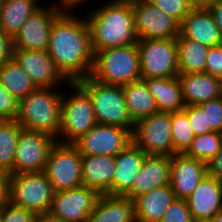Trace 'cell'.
Here are the masks:
<instances>
[{
    "label": "cell",
    "mask_w": 222,
    "mask_h": 222,
    "mask_svg": "<svg viewBox=\"0 0 222 222\" xmlns=\"http://www.w3.org/2000/svg\"><path fill=\"white\" fill-rule=\"evenodd\" d=\"M81 160L82 155L73 144L55 143L43 171L54 192L83 185Z\"/></svg>",
    "instance_id": "obj_9"
},
{
    "label": "cell",
    "mask_w": 222,
    "mask_h": 222,
    "mask_svg": "<svg viewBox=\"0 0 222 222\" xmlns=\"http://www.w3.org/2000/svg\"><path fill=\"white\" fill-rule=\"evenodd\" d=\"M175 199L171 185L155 188L133 200L136 222H160Z\"/></svg>",
    "instance_id": "obj_25"
},
{
    "label": "cell",
    "mask_w": 222,
    "mask_h": 222,
    "mask_svg": "<svg viewBox=\"0 0 222 222\" xmlns=\"http://www.w3.org/2000/svg\"><path fill=\"white\" fill-rule=\"evenodd\" d=\"M39 3L36 0H3L0 5V29L13 38L28 17L43 5Z\"/></svg>",
    "instance_id": "obj_27"
},
{
    "label": "cell",
    "mask_w": 222,
    "mask_h": 222,
    "mask_svg": "<svg viewBox=\"0 0 222 222\" xmlns=\"http://www.w3.org/2000/svg\"><path fill=\"white\" fill-rule=\"evenodd\" d=\"M57 139L41 131L22 129L18 136L12 174L43 172Z\"/></svg>",
    "instance_id": "obj_11"
},
{
    "label": "cell",
    "mask_w": 222,
    "mask_h": 222,
    "mask_svg": "<svg viewBox=\"0 0 222 222\" xmlns=\"http://www.w3.org/2000/svg\"><path fill=\"white\" fill-rule=\"evenodd\" d=\"M54 191L44 172L12 174L9 177L8 201L34 215L49 211Z\"/></svg>",
    "instance_id": "obj_7"
},
{
    "label": "cell",
    "mask_w": 222,
    "mask_h": 222,
    "mask_svg": "<svg viewBox=\"0 0 222 222\" xmlns=\"http://www.w3.org/2000/svg\"><path fill=\"white\" fill-rule=\"evenodd\" d=\"M193 9H209L218 0H188Z\"/></svg>",
    "instance_id": "obj_46"
},
{
    "label": "cell",
    "mask_w": 222,
    "mask_h": 222,
    "mask_svg": "<svg viewBox=\"0 0 222 222\" xmlns=\"http://www.w3.org/2000/svg\"><path fill=\"white\" fill-rule=\"evenodd\" d=\"M90 77L97 82L117 86L141 79L137 44L95 52Z\"/></svg>",
    "instance_id": "obj_4"
},
{
    "label": "cell",
    "mask_w": 222,
    "mask_h": 222,
    "mask_svg": "<svg viewBox=\"0 0 222 222\" xmlns=\"http://www.w3.org/2000/svg\"><path fill=\"white\" fill-rule=\"evenodd\" d=\"M9 177V173L0 170V207L8 202Z\"/></svg>",
    "instance_id": "obj_44"
},
{
    "label": "cell",
    "mask_w": 222,
    "mask_h": 222,
    "mask_svg": "<svg viewBox=\"0 0 222 222\" xmlns=\"http://www.w3.org/2000/svg\"><path fill=\"white\" fill-rule=\"evenodd\" d=\"M46 51L68 82L90 76L94 52L84 14L81 17L74 12H63L52 25Z\"/></svg>",
    "instance_id": "obj_1"
},
{
    "label": "cell",
    "mask_w": 222,
    "mask_h": 222,
    "mask_svg": "<svg viewBox=\"0 0 222 222\" xmlns=\"http://www.w3.org/2000/svg\"><path fill=\"white\" fill-rule=\"evenodd\" d=\"M12 38L0 29V66L12 58Z\"/></svg>",
    "instance_id": "obj_41"
},
{
    "label": "cell",
    "mask_w": 222,
    "mask_h": 222,
    "mask_svg": "<svg viewBox=\"0 0 222 222\" xmlns=\"http://www.w3.org/2000/svg\"><path fill=\"white\" fill-rule=\"evenodd\" d=\"M205 73L222 79V44L209 48L205 65Z\"/></svg>",
    "instance_id": "obj_40"
},
{
    "label": "cell",
    "mask_w": 222,
    "mask_h": 222,
    "mask_svg": "<svg viewBox=\"0 0 222 222\" xmlns=\"http://www.w3.org/2000/svg\"><path fill=\"white\" fill-rule=\"evenodd\" d=\"M23 128L16 120H0V170L12 175L16 145Z\"/></svg>",
    "instance_id": "obj_31"
},
{
    "label": "cell",
    "mask_w": 222,
    "mask_h": 222,
    "mask_svg": "<svg viewBox=\"0 0 222 222\" xmlns=\"http://www.w3.org/2000/svg\"><path fill=\"white\" fill-rule=\"evenodd\" d=\"M208 175L222 183V144L215 157L207 164Z\"/></svg>",
    "instance_id": "obj_42"
},
{
    "label": "cell",
    "mask_w": 222,
    "mask_h": 222,
    "mask_svg": "<svg viewBox=\"0 0 222 222\" xmlns=\"http://www.w3.org/2000/svg\"><path fill=\"white\" fill-rule=\"evenodd\" d=\"M67 95L62 91L61 123L57 142L73 144L97 124L88 94L76 83L69 82ZM74 91H73V90ZM73 92V93H72Z\"/></svg>",
    "instance_id": "obj_6"
},
{
    "label": "cell",
    "mask_w": 222,
    "mask_h": 222,
    "mask_svg": "<svg viewBox=\"0 0 222 222\" xmlns=\"http://www.w3.org/2000/svg\"><path fill=\"white\" fill-rule=\"evenodd\" d=\"M76 83L90 97L97 124L116 125L132 132L134 122L128 113L123 86L103 84L90 76Z\"/></svg>",
    "instance_id": "obj_5"
},
{
    "label": "cell",
    "mask_w": 222,
    "mask_h": 222,
    "mask_svg": "<svg viewBox=\"0 0 222 222\" xmlns=\"http://www.w3.org/2000/svg\"><path fill=\"white\" fill-rule=\"evenodd\" d=\"M87 222H136L134 202L126 196L100 194Z\"/></svg>",
    "instance_id": "obj_24"
},
{
    "label": "cell",
    "mask_w": 222,
    "mask_h": 222,
    "mask_svg": "<svg viewBox=\"0 0 222 222\" xmlns=\"http://www.w3.org/2000/svg\"><path fill=\"white\" fill-rule=\"evenodd\" d=\"M170 113L156 112L134 123L132 142L147 155H174Z\"/></svg>",
    "instance_id": "obj_10"
},
{
    "label": "cell",
    "mask_w": 222,
    "mask_h": 222,
    "mask_svg": "<svg viewBox=\"0 0 222 222\" xmlns=\"http://www.w3.org/2000/svg\"><path fill=\"white\" fill-rule=\"evenodd\" d=\"M146 156L147 154L133 142L115 156L112 195L125 196L132 189Z\"/></svg>",
    "instance_id": "obj_21"
},
{
    "label": "cell",
    "mask_w": 222,
    "mask_h": 222,
    "mask_svg": "<svg viewBox=\"0 0 222 222\" xmlns=\"http://www.w3.org/2000/svg\"><path fill=\"white\" fill-rule=\"evenodd\" d=\"M183 111L187 114L193 134H206V119L202 109L198 105H185Z\"/></svg>",
    "instance_id": "obj_39"
},
{
    "label": "cell",
    "mask_w": 222,
    "mask_h": 222,
    "mask_svg": "<svg viewBox=\"0 0 222 222\" xmlns=\"http://www.w3.org/2000/svg\"><path fill=\"white\" fill-rule=\"evenodd\" d=\"M179 33L207 47L222 44V35L208 9H191L179 25Z\"/></svg>",
    "instance_id": "obj_20"
},
{
    "label": "cell",
    "mask_w": 222,
    "mask_h": 222,
    "mask_svg": "<svg viewBox=\"0 0 222 222\" xmlns=\"http://www.w3.org/2000/svg\"><path fill=\"white\" fill-rule=\"evenodd\" d=\"M1 222H34L35 215L25 208L15 206L9 201L0 207Z\"/></svg>",
    "instance_id": "obj_37"
},
{
    "label": "cell",
    "mask_w": 222,
    "mask_h": 222,
    "mask_svg": "<svg viewBox=\"0 0 222 222\" xmlns=\"http://www.w3.org/2000/svg\"><path fill=\"white\" fill-rule=\"evenodd\" d=\"M170 121L174 154H184L195 137L187 114L183 110L171 112Z\"/></svg>",
    "instance_id": "obj_32"
},
{
    "label": "cell",
    "mask_w": 222,
    "mask_h": 222,
    "mask_svg": "<svg viewBox=\"0 0 222 222\" xmlns=\"http://www.w3.org/2000/svg\"><path fill=\"white\" fill-rule=\"evenodd\" d=\"M155 100L158 112H178L184 109L182 87L178 77H154L144 79Z\"/></svg>",
    "instance_id": "obj_26"
},
{
    "label": "cell",
    "mask_w": 222,
    "mask_h": 222,
    "mask_svg": "<svg viewBox=\"0 0 222 222\" xmlns=\"http://www.w3.org/2000/svg\"><path fill=\"white\" fill-rule=\"evenodd\" d=\"M206 119V133L215 131L222 133V98H216L198 105Z\"/></svg>",
    "instance_id": "obj_34"
},
{
    "label": "cell",
    "mask_w": 222,
    "mask_h": 222,
    "mask_svg": "<svg viewBox=\"0 0 222 222\" xmlns=\"http://www.w3.org/2000/svg\"><path fill=\"white\" fill-rule=\"evenodd\" d=\"M159 9L173 18L179 25L192 9L188 0H150Z\"/></svg>",
    "instance_id": "obj_35"
},
{
    "label": "cell",
    "mask_w": 222,
    "mask_h": 222,
    "mask_svg": "<svg viewBox=\"0 0 222 222\" xmlns=\"http://www.w3.org/2000/svg\"><path fill=\"white\" fill-rule=\"evenodd\" d=\"M63 12L52 4H44L33 12L12 38L13 49L46 51L54 21Z\"/></svg>",
    "instance_id": "obj_14"
},
{
    "label": "cell",
    "mask_w": 222,
    "mask_h": 222,
    "mask_svg": "<svg viewBox=\"0 0 222 222\" xmlns=\"http://www.w3.org/2000/svg\"><path fill=\"white\" fill-rule=\"evenodd\" d=\"M99 196L95 189L84 185L54 192L48 212L64 222H87Z\"/></svg>",
    "instance_id": "obj_15"
},
{
    "label": "cell",
    "mask_w": 222,
    "mask_h": 222,
    "mask_svg": "<svg viewBox=\"0 0 222 222\" xmlns=\"http://www.w3.org/2000/svg\"><path fill=\"white\" fill-rule=\"evenodd\" d=\"M115 167L113 156L82 155L83 185L95 189L99 194L112 195Z\"/></svg>",
    "instance_id": "obj_22"
},
{
    "label": "cell",
    "mask_w": 222,
    "mask_h": 222,
    "mask_svg": "<svg viewBox=\"0 0 222 222\" xmlns=\"http://www.w3.org/2000/svg\"><path fill=\"white\" fill-rule=\"evenodd\" d=\"M210 222H222V208L215 214Z\"/></svg>",
    "instance_id": "obj_48"
},
{
    "label": "cell",
    "mask_w": 222,
    "mask_h": 222,
    "mask_svg": "<svg viewBox=\"0 0 222 222\" xmlns=\"http://www.w3.org/2000/svg\"><path fill=\"white\" fill-rule=\"evenodd\" d=\"M132 142L131 131L116 125L96 124L73 145L81 155H118Z\"/></svg>",
    "instance_id": "obj_13"
},
{
    "label": "cell",
    "mask_w": 222,
    "mask_h": 222,
    "mask_svg": "<svg viewBox=\"0 0 222 222\" xmlns=\"http://www.w3.org/2000/svg\"><path fill=\"white\" fill-rule=\"evenodd\" d=\"M136 44L141 79L178 76L176 39H139Z\"/></svg>",
    "instance_id": "obj_8"
},
{
    "label": "cell",
    "mask_w": 222,
    "mask_h": 222,
    "mask_svg": "<svg viewBox=\"0 0 222 222\" xmlns=\"http://www.w3.org/2000/svg\"><path fill=\"white\" fill-rule=\"evenodd\" d=\"M34 222H64L61 219L51 215L49 212L35 215Z\"/></svg>",
    "instance_id": "obj_47"
},
{
    "label": "cell",
    "mask_w": 222,
    "mask_h": 222,
    "mask_svg": "<svg viewBox=\"0 0 222 222\" xmlns=\"http://www.w3.org/2000/svg\"><path fill=\"white\" fill-rule=\"evenodd\" d=\"M186 202L195 221L210 222L222 208V183L207 174Z\"/></svg>",
    "instance_id": "obj_18"
},
{
    "label": "cell",
    "mask_w": 222,
    "mask_h": 222,
    "mask_svg": "<svg viewBox=\"0 0 222 222\" xmlns=\"http://www.w3.org/2000/svg\"><path fill=\"white\" fill-rule=\"evenodd\" d=\"M12 58L37 88H58L59 84L63 87L69 83L57 70L47 51L13 49Z\"/></svg>",
    "instance_id": "obj_16"
},
{
    "label": "cell",
    "mask_w": 222,
    "mask_h": 222,
    "mask_svg": "<svg viewBox=\"0 0 222 222\" xmlns=\"http://www.w3.org/2000/svg\"><path fill=\"white\" fill-rule=\"evenodd\" d=\"M207 174V163L185 154L171 156L170 185L176 199L186 200Z\"/></svg>",
    "instance_id": "obj_17"
},
{
    "label": "cell",
    "mask_w": 222,
    "mask_h": 222,
    "mask_svg": "<svg viewBox=\"0 0 222 222\" xmlns=\"http://www.w3.org/2000/svg\"><path fill=\"white\" fill-rule=\"evenodd\" d=\"M18 106L19 100L0 82V120H15Z\"/></svg>",
    "instance_id": "obj_38"
},
{
    "label": "cell",
    "mask_w": 222,
    "mask_h": 222,
    "mask_svg": "<svg viewBox=\"0 0 222 222\" xmlns=\"http://www.w3.org/2000/svg\"><path fill=\"white\" fill-rule=\"evenodd\" d=\"M62 92L36 88L19 100L16 121L26 130L41 131L57 138L61 123Z\"/></svg>",
    "instance_id": "obj_3"
},
{
    "label": "cell",
    "mask_w": 222,
    "mask_h": 222,
    "mask_svg": "<svg viewBox=\"0 0 222 222\" xmlns=\"http://www.w3.org/2000/svg\"><path fill=\"white\" fill-rule=\"evenodd\" d=\"M208 10L211 12L214 21L222 35V0H218Z\"/></svg>",
    "instance_id": "obj_45"
},
{
    "label": "cell",
    "mask_w": 222,
    "mask_h": 222,
    "mask_svg": "<svg viewBox=\"0 0 222 222\" xmlns=\"http://www.w3.org/2000/svg\"><path fill=\"white\" fill-rule=\"evenodd\" d=\"M160 222H195L184 199H174Z\"/></svg>",
    "instance_id": "obj_36"
},
{
    "label": "cell",
    "mask_w": 222,
    "mask_h": 222,
    "mask_svg": "<svg viewBox=\"0 0 222 222\" xmlns=\"http://www.w3.org/2000/svg\"><path fill=\"white\" fill-rule=\"evenodd\" d=\"M136 37L139 39H176L179 24L150 0H131Z\"/></svg>",
    "instance_id": "obj_12"
},
{
    "label": "cell",
    "mask_w": 222,
    "mask_h": 222,
    "mask_svg": "<svg viewBox=\"0 0 222 222\" xmlns=\"http://www.w3.org/2000/svg\"><path fill=\"white\" fill-rule=\"evenodd\" d=\"M221 144L222 133L212 131L195 136L190 147L184 154L208 164L219 151Z\"/></svg>",
    "instance_id": "obj_33"
},
{
    "label": "cell",
    "mask_w": 222,
    "mask_h": 222,
    "mask_svg": "<svg viewBox=\"0 0 222 222\" xmlns=\"http://www.w3.org/2000/svg\"><path fill=\"white\" fill-rule=\"evenodd\" d=\"M0 82L18 100L37 88L26 71L13 58L0 66Z\"/></svg>",
    "instance_id": "obj_30"
},
{
    "label": "cell",
    "mask_w": 222,
    "mask_h": 222,
    "mask_svg": "<svg viewBox=\"0 0 222 222\" xmlns=\"http://www.w3.org/2000/svg\"><path fill=\"white\" fill-rule=\"evenodd\" d=\"M123 90L128 113L134 123L158 112L144 79L123 86Z\"/></svg>",
    "instance_id": "obj_28"
},
{
    "label": "cell",
    "mask_w": 222,
    "mask_h": 222,
    "mask_svg": "<svg viewBox=\"0 0 222 222\" xmlns=\"http://www.w3.org/2000/svg\"><path fill=\"white\" fill-rule=\"evenodd\" d=\"M221 98H222V79H221Z\"/></svg>",
    "instance_id": "obj_49"
},
{
    "label": "cell",
    "mask_w": 222,
    "mask_h": 222,
    "mask_svg": "<svg viewBox=\"0 0 222 222\" xmlns=\"http://www.w3.org/2000/svg\"><path fill=\"white\" fill-rule=\"evenodd\" d=\"M185 105H199L221 97V79L207 73H179Z\"/></svg>",
    "instance_id": "obj_23"
},
{
    "label": "cell",
    "mask_w": 222,
    "mask_h": 222,
    "mask_svg": "<svg viewBox=\"0 0 222 222\" xmlns=\"http://www.w3.org/2000/svg\"><path fill=\"white\" fill-rule=\"evenodd\" d=\"M170 169L171 157L147 155L132 189L125 196L133 201L155 188L170 185Z\"/></svg>",
    "instance_id": "obj_19"
},
{
    "label": "cell",
    "mask_w": 222,
    "mask_h": 222,
    "mask_svg": "<svg viewBox=\"0 0 222 222\" xmlns=\"http://www.w3.org/2000/svg\"><path fill=\"white\" fill-rule=\"evenodd\" d=\"M98 8H90L85 15L93 52L136 44L134 14L131 0L106 1ZM91 11V12H90Z\"/></svg>",
    "instance_id": "obj_2"
},
{
    "label": "cell",
    "mask_w": 222,
    "mask_h": 222,
    "mask_svg": "<svg viewBox=\"0 0 222 222\" xmlns=\"http://www.w3.org/2000/svg\"><path fill=\"white\" fill-rule=\"evenodd\" d=\"M176 44L179 73H205L209 47L187 39L180 33Z\"/></svg>",
    "instance_id": "obj_29"
},
{
    "label": "cell",
    "mask_w": 222,
    "mask_h": 222,
    "mask_svg": "<svg viewBox=\"0 0 222 222\" xmlns=\"http://www.w3.org/2000/svg\"><path fill=\"white\" fill-rule=\"evenodd\" d=\"M87 1L91 0H58L57 2L52 1L51 3L62 12H75L74 10L76 8L83 5V3L86 4Z\"/></svg>",
    "instance_id": "obj_43"
}]
</instances>
